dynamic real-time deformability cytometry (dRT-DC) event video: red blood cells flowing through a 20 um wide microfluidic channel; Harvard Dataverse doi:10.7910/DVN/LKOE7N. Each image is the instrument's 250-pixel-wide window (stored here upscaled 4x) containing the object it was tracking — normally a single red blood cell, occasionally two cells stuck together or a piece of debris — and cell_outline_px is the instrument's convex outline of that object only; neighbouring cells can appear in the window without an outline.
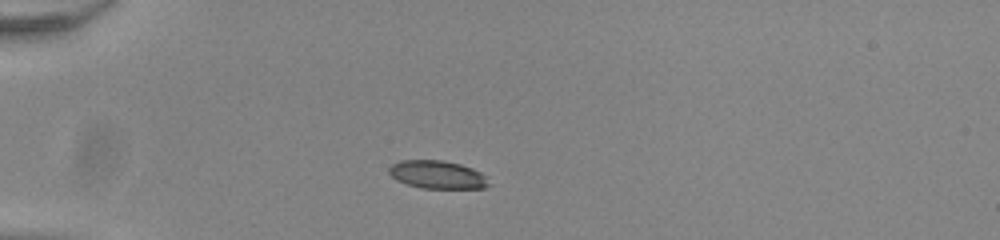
{"species": "common noctule bat (a hibernating species)", "species_latin": "Nyctalus noctula", "temperature_condition": "room temperature", "stored_images_in_passage": 42, "camera_frame_rate_fps": 3000, "um_per_image_px": 0.085, "animal": {"sex": "male", "body_mass_g": 20.0, "forearm_length_mm": 53.3}, "frame": {"image": 1, "passage_image": 10, "time_ms": 3.0, "image_size_px": [1000, 240], "cell_outline_px": [[488, 184], [484, 188], [420, 188], [396, 180], [388, 172], [388, 168], [392, 164], [400, 160], [444, 160], [460, 164], [472, 168], [480, 172], [484, 176]], "centroid_in_image_um": [37.12, 14.83], "position_along_channel_um": 47.9, "area_um2": 16.18}}
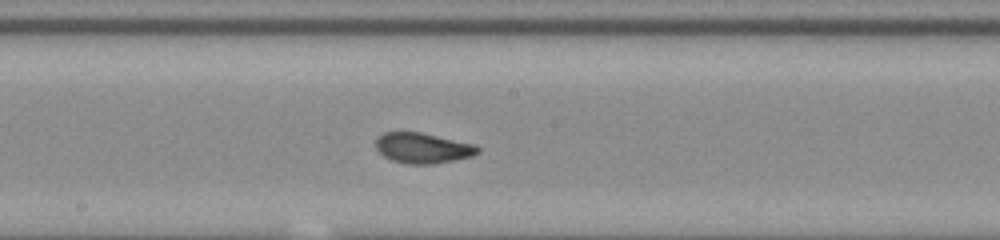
{"frame": {"image": 2, "passage_image": 25, "time_ms": 8.0, "image_size_px": [1000, 240], "cell_outline_px": [[480, 152], [472, 156], [432, 164], [408, 164], [392, 160], [384, 156], [376, 148], [376, 140], [384, 132], [420, 132], [472, 144], [480, 148]], "centroid_in_image_um": [35.92, 12.58], "position_along_channel_um": 212.3, "area_um2": 17.74}}
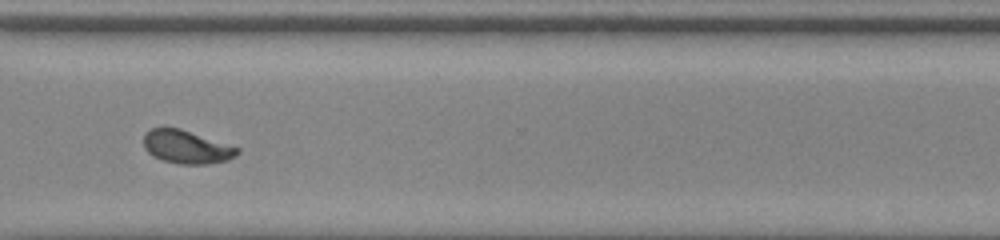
{"frame": {"image": 3, "passage_image": 36, "time_ms": 11.667, "image_size_px": [1000, 240], "cell_outline_px": [[240, 152], [236, 156], [228, 160], [208, 164], [180, 164], [164, 160], [148, 152], [144, 148], [144, 136], [152, 128], [180, 128], [240, 148]], "centroid_in_image_um": [15.9, 12.5], "position_along_channel_um": 354.7, "area_um2": 17.92}, "authors_computed_cell_mechanics": {"area_um2": 18.0336, "velocity_mm_per_s": 3.8885, "shape_relaxation_time_tau1_ms": 3.8664, "shape_relaxation_time_tau2_ms": 0.8722, "deformation_change_tau1": 0.1473, "deformation_change_tau2": 0.0592}}